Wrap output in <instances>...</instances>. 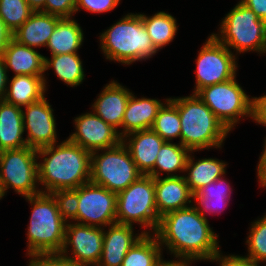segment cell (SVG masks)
<instances>
[{
  "instance_id": "obj_1",
  "label": "cell",
  "mask_w": 266,
  "mask_h": 266,
  "mask_svg": "<svg viewBox=\"0 0 266 266\" xmlns=\"http://www.w3.org/2000/svg\"><path fill=\"white\" fill-rule=\"evenodd\" d=\"M155 235L161 247L165 245L176 258L188 263L212 261L220 252L218 235L193 205L163 215Z\"/></svg>"
},
{
  "instance_id": "obj_2",
  "label": "cell",
  "mask_w": 266,
  "mask_h": 266,
  "mask_svg": "<svg viewBox=\"0 0 266 266\" xmlns=\"http://www.w3.org/2000/svg\"><path fill=\"white\" fill-rule=\"evenodd\" d=\"M39 156H45L42 163H37L38 185L45 186L43 193L76 189L90 182L91 153L68 139L57 147L54 144L37 149Z\"/></svg>"
},
{
  "instance_id": "obj_3",
  "label": "cell",
  "mask_w": 266,
  "mask_h": 266,
  "mask_svg": "<svg viewBox=\"0 0 266 266\" xmlns=\"http://www.w3.org/2000/svg\"><path fill=\"white\" fill-rule=\"evenodd\" d=\"M180 116V144L192 151L221 148L229 130L196 95L171 98Z\"/></svg>"
},
{
  "instance_id": "obj_4",
  "label": "cell",
  "mask_w": 266,
  "mask_h": 266,
  "mask_svg": "<svg viewBox=\"0 0 266 266\" xmlns=\"http://www.w3.org/2000/svg\"><path fill=\"white\" fill-rule=\"evenodd\" d=\"M107 59L131 64L151 58L157 49L143 24L140 14H127L100 35Z\"/></svg>"
},
{
  "instance_id": "obj_5",
  "label": "cell",
  "mask_w": 266,
  "mask_h": 266,
  "mask_svg": "<svg viewBox=\"0 0 266 266\" xmlns=\"http://www.w3.org/2000/svg\"><path fill=\"white\" fill-rule=\"evenodd\" d=\"M33 205L28 226V253H60L64 244L66 221L59 214L50 193L25 197Z\"/></svg>"
},
{
  "instance_id": "obj_6",
  "label": "cell",
  "mask_w": 266,
  "mask_h": 266,
  "mask_svg": "<svg viewBox=\"0 0 266 266\" xmlns=\"http://www.w3.org/2000/svg\"><path fill=\"white\" fill-rule=\"evenodd\" d=\"M220 26L221 34L212 35L229 50L232 47L236 53L266 52V22L240 1L224 17Z\"/></svg>"
},
{
  "instance_id": "obj_7",
  "label": "cell",
  "mask_w": 266,
  "mask_h": 266,
  "mask_svg": "<svg viewBox=\"0 0 266 266\" xmlns=\"http://www.w3.org/2000/svg\"><path fill=\"white\" fill-rule=\"evenodd\" d=\"M160 216L156 208L154 178L141 175L125 190L117 193L116 219L119 224L139 223L155 234Z\"/></svg>"
},
{
  "instance_id": "obj_8",
  "label": "cell",
  "mask_w": 266,
  "mask_h": 266,
  "mask_svg": "<svg viewBox=\"0 0 266 266\" xmlns=\"http://www.w3.org/2000/svg\"><path fill=\"white\" fill-rule=\"evenodd\" d=\"M102 151L91 153L90 182L119 193L142 175L123 142Z\"/></svg>"
},
{
  "instance_id": "obj_9",
  "label": "cell",
  "mask_w": 266,
  "mask_h": 266,
  "mask_svg": "<svg viewBox=\"0 0 266 266\" xmlns=\"http://www.w3.org/2000/svg\"><path fill=\"white\" fill-rule=\"evenodd\" d=\"M196 95L229 131L239 122L240 117H252V99L236 82V77L206 86Z\"/></svg>"
},
{
  "instance_id": "obj_10",
  "label": "cell",
  "mask_w": 266,
  "mask_h": 266,
  "mask_svg": "<svg viewBox=\"0 0 266 266\" xmlns=\"http://www.w3.org/2000/svg\"><path fill=\"white\" fill-rule=\"evenodd\" d=\"M37 160V149L28 146L0 151V186L3 195L10 187L24 197L42 192L36 186Z\"/></svg>"
},
{
  "instance_id": "obj_11",
  "label": "cell",
  "mask_w": 266,
  "mask_h": 266,
  "mask_svg": "<svg viewBox=\"0 0 266 266\" xmlns=\"http://www.w3.org/2000/svg\"><path fill=\"white\" fill-rule=\"evenodd\" d=\"M196 60L194 94L206 86L222 83L236 77V54L234 55L212 34L204 43Z\"/></svg>"
},
{
  "instance_id": "obj_12",
  "label": "cell",
  "mask_w": 266,
  "mask_h": 266,
  "mask_svg": "<svg viewBox=\"0 0 266 266\" xmlns=\"http://www.w3.org/2000/svg\"><path fill=\"white\" fill-rule=\"evenodd\" d=\"M78 202V224L102 228L117 223V193L88 182L78 187Z\"/></svg>"
},
{
  "instance_id": "obj_13",
  "label": "cell",
  "mask_w": 266,
  "mask_h": 266,
  "mask_svg": "<svg viewBox=\"0 0 266 266\" xmlns=\"http://www.w3.org/2000/svg\"><path fill=\"white\" fill-rule=\"evenodd\" d=\"M103 228L81 225L77 222L66 224L64 244L60 253L76 266H96L102 255ZM71 245L72 255L67 248Z\"/></svg>"
},
{
  "instance_id": "obj_14",
  "label": "cell",
  "mask_w": 266,
  "mask_h": 266,
  "mask_svg": "<svg viewBox=\"0 0 266 266\" xmlns=\"http://www.w3.org/2000/svg\"><path fill=\"white\" fill-rule=\"evenodd\" d=\"M76 132L67 138L89 153L119 145L122 137L119 131L93 113H86L74 119Z\"/></svg>"
},
{
  "instance_id": "obj_15",
  "label": "cell",
  "mask_w": 266,
  "mask_h": 266,
  "mask_svg": "<svg viewBox=\"0 0 266 266\" xmlns=\"http://www.w3.org/2000/svg\"><path fill=\"white\" fill-rule=\"evenodd\" d=\"M22 111L24 131L28 130L26 143L28 147L39 149L56 144V123L53 109L47 99L24 106Z\"/></svg>"
},
{
  "instance_id": "obj_16",
  "label": "cell",
  "mask_w": 266,
  "mask_h": 266,
  "mask_svg": "<svg viewBox=\"0 0 266 266\" xmlns=\"http://www.w3.org/2000/svg\"><path fill=\"white\" fill-rule=\"evenodd\" d=\"M122 142L127 147L137 170L142 175L154 178L157 154L165 141L152 129H145L127 134L122 138Z\"/></svg>"
},
{
  "instance_id": "obj_17",
  "label": "cell",
  "mask_w": 266,
  "mask_h": 266,
  "mask_svg": "<svg viewBox=\"0 0 266 266\" xmlns=\"http://www.w3.org/2000/svg\"><path fill=\"white\" fill-rule=\"evenodd\" d=\"M133 225L114 223L103 231V248L99 263L96 266H121L129 249L138 242L144 234L133 233Z\"/></svg>"
},
{
  "instance_id": "obj_18",
  "label": "cell",
  "mask_w": 266,
  "mask_h": 266,
  "mask_svg": "<svg viewBox=\"0 0 266 266\" xmlns=\"http://www.w3.org/2000/svg\"><path fill=\"white\" fill-rule=\"evenodd\" d=\"M154 186L156 208L160 217L171 211L190 207L193 193L190 191L184 175L154 178Z\"/></svg>"
},
{
  "instance_id": "obj_19",
  "label": "cell",
  "mask_w": 266,
  "mask_h": 266,
  "mask_svg": "<svg viewBox=\"0 0 266 266\" xmlns=\"http://www.w3.org/2000/svg\"><path fill=\"white\" fill-rule=\"evenodd\" d=\"M92 105L94 113L115 129L122 127L131 92L114 80L107 84Z\"/></svg>"
},
{
  "instance_id": "obj_20",
  "label": "cell",
  "mask_w": 266,
  "mask_h": 266,
  "mask_svg": "<svg viewBox=\"0 0 266 266\" xmlns=\"http://www.w3.org/2000/svg\"><path fill=\"white\" fill-rule=\"evenodd\" d=\"M164 103L157 99L136 98L131 93L124 117L122 121V132L120 136L123 138L127 134L145 129H151L159 109Z\"/></svg>"
},
{
  "instance_id": "obj_21",
  "label": "cell",
  "mask_w": 266,
  "mask_h": 266,
  "mask_svg": "<svg viewBox=\"0 0 266 266\" xmlns=\"http://www.w3.org/2000/svg\"><path fill=\"white\" fill-rule=\"evenodd\" d=\"M61 17L41 11L33 12L28 20L13 32V39L28 47L46 46Z\"/></svg>"
},
{
  "instance_id": "obj_22",
  "label": "cell",
  "mask_w": 266,
  "mask_h": 266,
  "mask_svg": "<svg viewBox=\"0 0 266 266\" xmlns=\"http://www.w3.org/2000/svg\"><path fill=\"white\" fill-rule=\"evenodd\" d=\"M6 70L14 71L15 76L32 75L44 76L45 57L34 48L22 45L12 39L3 54Z\"/></svg>"
},
{
  "instance_id": "obj_23",
  "label": "cell",
  "mask_w": 266,
  "mask_h": 266,
  "mask_svg": "<svg viewBox=\"0 0 266 266\" xmlns=\"http://www.w3.org/2000/svg\"><path fill=\"white\" fill-rule=\"evenodd\" d=\"M23 108L0 101V151L27 147L24 133Z\"/></svg>"
},
{
  "instance_id": "obj_24",
  "label": "cell",
  "mask_w": 266,
  "mask_h": 266,
  "mask_svg": "<svg viewBox=\"0 0 266 266\" xmlns=\"http://www.w3.org/2000/svg\"><path fill=\"white\" fill-rule=\"evenodd\" d=\"M4 101L19 107H24L41 100L46 91L44 76L18 75L8 81Z\"/></svg>"
},
{
  "instance_id": "obj_25",
  "label": "cell",
  "mask_w": 266,
  "mask_h": 266,
  "mask_svg": "<svg viewBox=\"0 0 266 266\" xmlns=\"http://www.w3.org/2000/svg\"><path fill=\"white\" fill-rule=\"evenodd\" d=\"M83 34L75 20L61 18L49 37L46 47L50 49L51 55L77 53L84 39Z\"/></svg>"
},
{
  "instance_id": "obj_26",
  "label": "cell",
  "mask_w": 266,
  "mask_h": 266,
  "mask_svg": "<svg viewBox=\"0 0 266 266\" xmlns=\"http://www.w3.org/2000/svg\"><path fill=\"white\" fill-rule=\"evenodd\" d=\"M189 154L185 171L189 172L188 176H184L190 191L194 194L201 187L216 181L219 177L226 173L225 162L214 158H205L194 162Z\"/></svg>"
},
{
  "instance_id": "obj_27",
  "label": "cell",
  "mask_w": 266,
  "mask_h": 266,
  "mask_svg": "<svg viewBox=\"0 0 266 266\" xmlns=\"http://www.w3.org/2000/svg\"><path fill=\"white\" fill-rule=\"evenodd\" d=\"M223 177L222 175L216 181L201 187L193 194V199L198 201L199 207L194 206L203 217L206 215L205 211H208L210 214L215 212L221 213L222 211L219 210L224 209L228 205L232 190L229 183Z\"/></svg>"
},
{
  "instance_id": "obj_28",
  "label": "cell",
  "mask_w": 266,
  "mask_h": 266,
  "mask_svg": "<svg viewBox=\"0 0 266 266\" xmlns=\"http://www.w3.org/2000/svg\"><path fill=\"white\" fill-rule=\"evenodd\" d=\"M144 234L127 252L121 266H157L163 259L156 235Z\"/></svg>"
},
{
  "instance_id": "obj_29",
  "label": "cell",
  "mask_w": 266,
  "mask_h": 266,
  "mask_svg": "<svg viewBox=\"0 0 266 266\" xmlns=\"http://www.w3.org/2000/svg\"><path fill=\"white\" fill-rule=\"evenodd\" d=\"M45 71L53 68L58 78L69 85L79 86L85 77L82 61L77 53L51 55V59L45 57Z\"/></svg>"
},
{
  "instance_id": "obj_30",
  "label": "cell",
  "mask_w": 266,
  "mask_h": 266,
  "mask_svg": "<svg viewBox=\"0 0 266 266\" xmlns=\"http://www.w3.org/2000/svg\"><path fill=\"white\" fill-rule=\"evenodd\" d=\"M191 151L180 143L165 142L157 154L154 165V178L161 177L160 172H168L167 177H176L174 172L185 171L186 162ZM159 169V170H158ZM173 172V173H172ZM172 173V174H171Z\"/></svg>"
},
{
  "instance_id": "obj_31",
  "label": "cell",
  "mask_w": 266,
  "mask_h": 266,
  "mask_svg": "<svg viewBox=\"0 0 266 266\" xmlns=\"http://www.w3.org/2000/svg\"><path fill=\"white\" fill-rule=\"evenodd\" d=\"M140 15L154 47L157 50L172 42L178 28L176 19L172 15L164 11L157 12L150 17H147L145 14Z\"/></svg>"
},
{
  "instance_id": "obj_32",
  "label": "cell",
  "mask_w": 266,
  "mask_h": 266,
  "mask_svg": "<svg viewBox=\"0 0 266 266\" xmlns=\"http://www.w3.org/2000/svg\"><path fill=\"white\" fill-rule=\"evenodd\" d=\"M165 104L159 109L151 129L165 142H172L173 138L180 139V116L177 104L171 98L166 99Z\"/></svg>"
},
{
  "instance_id": "obj_33",
  "label": "cell",
  "mask_w": 266,
  "mask_h": 266,
  "mask_svg": "<svg viewBox=\"0 0 266 266\" xmlns=\"http://www.w3.org/2000/svg\"><path fill=\"white\" fill-rule=\"evenodd\" d=\"M33 12L26 0H0V17L12 32L22 26Z\"/></svg>"
},
{
  "instance_id": "obj_34",
  "label": "cell",
  "mask_w": 266,
  "mask_h": 266,
  "mask_svg": "<svg viewBox=\"0 0 266 266\" xmlns=\"http://www.w3.org/2000/svg\"><path fill=\"white\" fill-rule=\"evenodd\" d=\"M251 227L246 241L249 252L247 257L259 263L266 262V214L255 221Z\"/></svg>"
},
{
  "instance_id": "obj_35",
  "label": "cell",
  "mask_w": 266,
  "mask_h": 266,
  "mask_svg": "<svg viewBox=\"0 0 266 266\" xmlns=\"http://www.w3.org/2000/svg\"><path fill=\"white\" fill-rule=\"evenodd\" d=\"M55 199L59 214L67 222L75 220L78 211V188L60 189L50 193Z\"/></svg>"
},
{
  "instance_id": "obj_36",
  "label": "cell",
  "mask_w": 266,
  "mask_h": 266,
  "mask_svg": "<svg viewBox=\"0 0 266 266\" xmlns=\"http://www.w3.org/2000/svg\"><path fill=\"white\" fill-rule=\"evenodd\" d=\"M31 257L28 266H76L61 253L28 254Z\"/></svg>"
},
{
  "instance_id": "obj_37",
  "label": "cell",
  "mask_w": 266,
  "mask_h": 266,
  "mask_svg": "<svg viewBox=\"0 0 266 266\" xmlns=\"http://www.w3.org/2000/svg\"><path fill=\"white\" fill-rule=\"evenodd\" d=\"M78 0H46L41 12L56 15L61 18H71L75 13Z\"/></svg>"
},
{
  "instance_id": "obj_38",
  "label": "cell",
  "mask_w": 266,
  "mask_h": 266,
  "mask_svg": "<svg viewBox=\"0 0 266 266\" xmlns=\"http://www.w3.org/2000/svg\"><path fill=\"white\" fill-rule=\"evenodd\" d=\"M120 0H78L75 13L79 9L88 10L93 13L109 12L118 6Z\"/></svg>"
},
{
  "instance_id": "obj_39",
  "label": "cell",
  "mask_w": 266,
  "mask_h": 266,
  "mask_svg": "<svg viewBox=\"0 0 266 266\" xmlns=\"http://www.w3.org/2000/svg\"><path fill=\"white\" fill-rule=\"evenodd\" d=\"M214 261H219L220 266H259V262L245 256H222L220 252L215 256Z\"/></svg>"
},
{
  "instance_id": "obj_40",
  "label": "cell",
  "mask_w": 266,
  "mask_h": 266,
  "mask_svg": "<svg viewBox=\"0 0 266 266\" xmlns=\"http://www.w3.org/2000/svg\"><path fill=\"white\" fill-rule=\"evenodd\" d=\"M252 119L266 126V95L252 97Z\"/></svg>"
},
{
  "instance_id": "obj_41",
  "label": "cell",
  "mask_w": 266,
  "mask_h": 266,
  "mask_svg": "<svg viewBox=\"0 0 266 266\" xmlns=\"http://www.w3.org/2000/svg\"><path fill=\"white\" fill-rule=\"evenodd\" d=\"M247 8H250L260 20L266 22V0H241Z\"/></svg>"
},
{
  "instance_id": "obj_42",
  "label": "cell",
  "mask_w": 266,
  "mask_h": 266,
  "mask_svg": "<svg viewBox=\"0 0 266 266\" xmlns=\"http://www.w3.org/2000/svg\"><path fill=\"white\" fill-rule=\"evenodd\" d=\"M13 39V32L0 17V56H3L10 41Z\"/></svg>"
},
{
  "instance_id": "obj_43",
  "label": "cell",
  "mask_w": 266,
  "mask_h": 266,
  "mask_svg": "<svg viewBox=\"0 0 266 266\" xmlns=\"http://www.w3.org/2000/svg\"><path fill=\"white\" fill-rule=\"evenodd\" d=\"M257 167V177L259 182L261 183L260 186L266 187V139L264 144V150L262 152Z\"/></svg>"
},
{
  "instance_id": "obj_44",
  "label": "cell",
  "mask_w": 266,
  "mask_h": 266,
  "mask_svg": "<svg viewBox=\"0 0 266 266\" xmlns=\"http://www.w3.org/2000/svg\"><path fill=\"white\" fill-rule=\"evenodd\" d=\"M7 70L2 56H0V101L4 100L7 90Z\"/></svg>"
},
{
  "instance_id": "obj_45",
  "label": "cell",
  "mask_w": 266,
  "mask_h": 266,
  "mask_svg": "<svg viewBox=\"0 0 266 266\" xmlns=\"http://www.w3.org/2000/svg\"><path fill=\"white\" fill-rule=\"evenodd\" d=\"M30 8L34 11H42L45 6L46 0H26Z\"/></svg>"
},
{
  "instance_id": "obj_46",
  "label": "cell",
  "mask_w": 266,
  "mask_h": 266,
  "mask_svg": "<svg viewBox=\"0 0 266 266\" xmlns=\"http://www.w3.org/2000/svg\"><path fill=\"white\" fill-rule=\"evenodd\" d=\"M189 265L190 263L177 259V261L176 260L175 261L174 260L173 261L162 260L157 266H189Z\"/></svg>"
},
{
  "instance_id": "obj_47",
  "label": "cell",
  "mask_w": 266,
  "mask_h": 266,
  "mask_svg": "<svg viewBox=\"0 0 266 266\" xmlns=\"http://www.w3.org/2000/svg\"><path fill=\"white\" fill-rule=\"evenodd\" d=\"M3 192H2V189H1V186H0V199L3 198Z\"/></svg>"
}]
</instances>
